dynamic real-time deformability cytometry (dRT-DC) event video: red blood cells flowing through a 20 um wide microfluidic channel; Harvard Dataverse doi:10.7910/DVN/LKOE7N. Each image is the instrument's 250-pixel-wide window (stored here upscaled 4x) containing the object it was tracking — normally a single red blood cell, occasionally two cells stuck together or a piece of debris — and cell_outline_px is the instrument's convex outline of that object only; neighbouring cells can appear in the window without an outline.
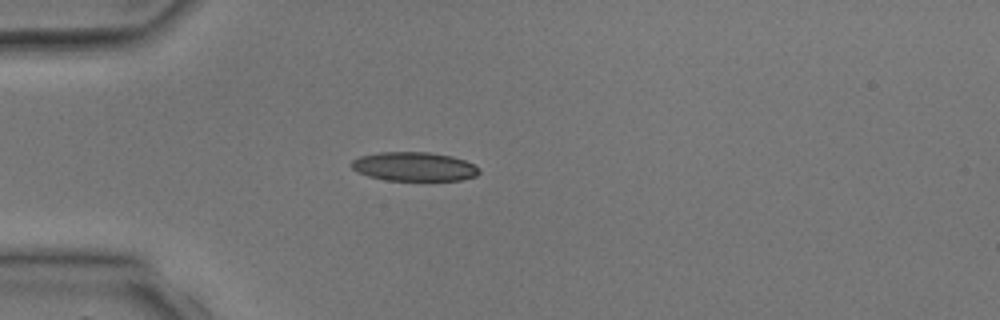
{"species": "common noctule bat (a hibernating species)", "species_latin": "Nyctalus noctula", "temperature_condition": "room temperature", "stored_images_in_passage": 3, "camera_frame_rate_fps": 3000, "um_per_image_px": 0.085, "animal": {"sex": "male", "body_mass_g": 17.9, "forearm_length_mm": 54.2}, "frame": {"image": 1, "passage_image": 3, "time_ms": 2.333, "image_size_px": [1000, 320], "cell_outline_px": [[480, 172], [476, 176], [460, 180], [384, 180], [368, 176], [356, 172], [352, 168], [352, 160], [360, 156], [380, 152], [428, 152], [452, 156], [464, 160], [480, 168]], "centroid_in_image_um": [35.19, 14.16], "position_along_channel_um": 49.8, "area_um2": 21.56}}